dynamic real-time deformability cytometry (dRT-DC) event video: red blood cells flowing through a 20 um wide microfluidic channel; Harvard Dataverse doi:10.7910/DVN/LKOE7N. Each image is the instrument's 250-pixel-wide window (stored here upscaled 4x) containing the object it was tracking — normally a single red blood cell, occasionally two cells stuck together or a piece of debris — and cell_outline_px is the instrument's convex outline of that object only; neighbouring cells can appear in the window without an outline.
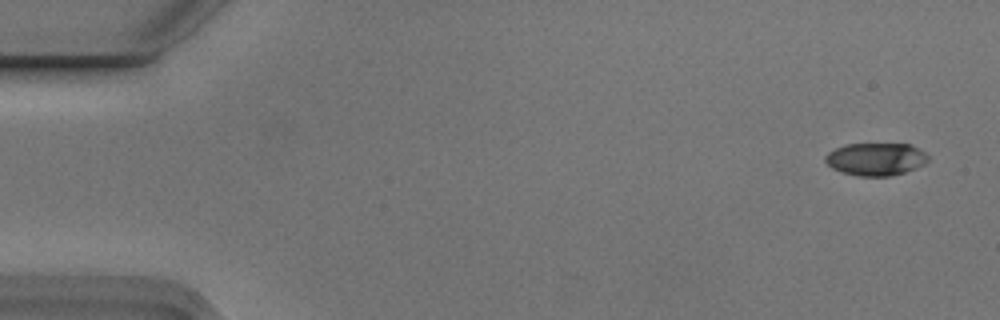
{"species": "Egyptian fruit bat (a non-hibernating species)", "species_latin": "Rousettus aegyptiacus", "temperature_condition": "cold", "stored_images_in_passage": 6, "camera_frame_rate_fps": 3000, "um_per_image_px": 0.085, "animal": {"sex": "male"}, "frame": {"image": 1, "passage_image": 1, "time_ms": 0.0, "image_size_px": [1000, 320], "cell_outline_px": [[928, 160], [924, 164], [916, 168], [904, 172], [888, 176], [860, 176], [844, 172], [832, 168], [824, 160], [824, 156], [828, 152], [844, 144], [912, 144], [924, 152], [928, 156]], "centroid_in_image_um": [74.44, 13.51], "position_along_channel_um": 10.6, "area_um2": 19.48}}
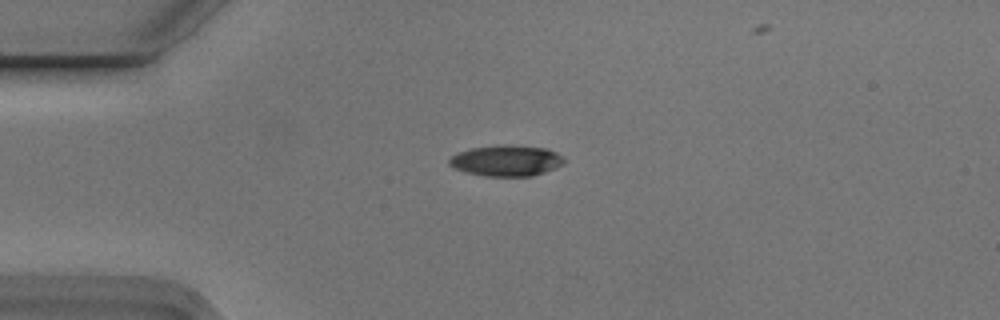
{"frame": {"image": 2, "passage_image": 4, "time_ms": 1.0, "image_size_px": [1000, 320], "cell_outline_px": [[564, 164], [544, 172], [532, 176], [488, 176], [464, 172], [448, 164], [448, 160], [456, 152], [472, 148], [496, 144], [504, 144], [548, 148], [564, 156]], "centroid_in_image_um": [43.04, 13.64], "position_along_channel_um": 42.0, "area_um2": 20.92}}